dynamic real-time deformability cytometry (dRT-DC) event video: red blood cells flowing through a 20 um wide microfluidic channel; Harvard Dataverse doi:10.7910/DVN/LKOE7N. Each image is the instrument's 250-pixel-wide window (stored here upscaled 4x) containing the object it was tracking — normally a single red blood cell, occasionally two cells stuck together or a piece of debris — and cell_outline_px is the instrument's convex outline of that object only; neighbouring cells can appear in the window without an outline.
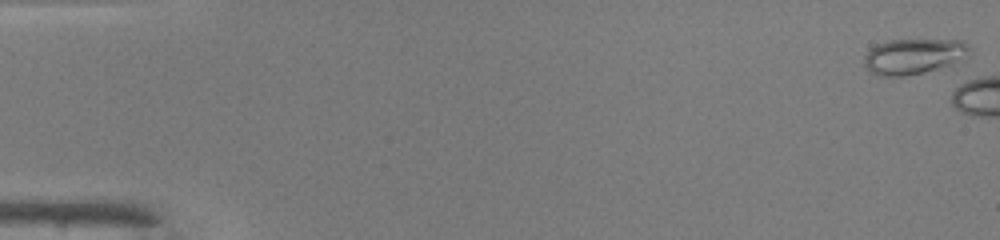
{"species": "common noctule bat (a hibernating species)", "species_latin": "Nyctalus noctula", "temperature_condition": "warm", "stored_images_in_passage": 6, "camera_frame_rate_fps": 3000, "um_per_image_px": 0.085, "animal": {"sex": "male", "body_mass_g": 19.0, "forearm_length_mm": 50.8}, "frame": {"image": 1, "passage_image": 1, "time_ms": 0.0, "image_size_px": [1000, 240], "cell_outline_px": [[972, 48], [956, 60], [948, 64], [924, 72], [904, 76], [876, 76], [864, 64], [864, 56], [876, 44], [888, 40], [964, 40]], "centroid_in_image_um": [77.59, 4.77], "position_along_channel_um": 7.4, "area_um2": 21.27}}